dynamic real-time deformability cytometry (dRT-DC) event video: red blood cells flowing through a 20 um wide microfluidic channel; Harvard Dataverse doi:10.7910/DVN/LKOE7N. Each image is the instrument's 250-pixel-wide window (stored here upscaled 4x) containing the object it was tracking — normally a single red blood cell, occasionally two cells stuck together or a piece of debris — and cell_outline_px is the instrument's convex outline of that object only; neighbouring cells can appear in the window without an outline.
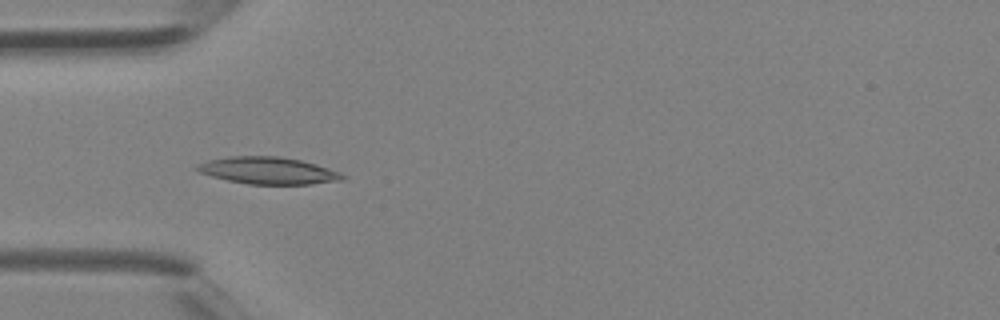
{"species": "Egyptian fruit bat (a non-hibernating species)", "species_latin": "Rousettus aegyptiacus", "temperature_condition": "room temperature", "stored_images_in_passage": 3, "camera_frame_rate_fps": 3000, "um_per_image_px": 0.085, "animal": {"sex": "female"}, "frame": {"image": 1, "passage_image": 3, "time_ms": 0.667, "image_size_px": [1000, 320], "cell_outline_px": [[348, 176], [344, 180], [312, 184], [248, 184], [228, 180], [212, 176], [200, 172], [192, 168], [196, 164], [208, 160], [228, 156], [280, 156], [300, 160], [316, 164], [340, 172]], "centroid_in_image_um": [22.8, 14.49], "position_along_channel_um": 62.2, "area_um2": 23.06}}